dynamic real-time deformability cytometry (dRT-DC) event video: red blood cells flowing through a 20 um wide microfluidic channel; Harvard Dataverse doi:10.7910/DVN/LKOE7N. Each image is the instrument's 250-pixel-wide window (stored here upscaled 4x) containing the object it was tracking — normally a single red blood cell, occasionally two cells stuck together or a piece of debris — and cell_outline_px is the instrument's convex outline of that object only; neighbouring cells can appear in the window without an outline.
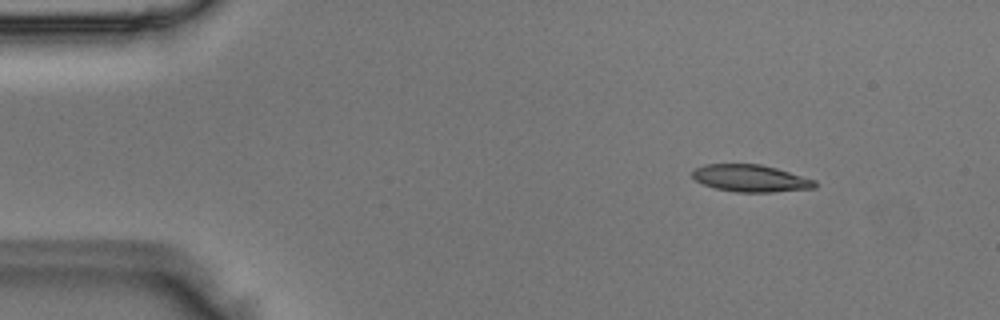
{"species": "Egyptian fruit bat (a non-hibernating species)", "species_latin": "Rousettus aegyptiacus", "temperature_condition": "room temperature", "stored_images_in_passage": 3, "camera_frame_rate_fps": 3000, "um_per_image_px": 0.085, "animal": {"sex": "male"}, "frame": {"image": 1, "passage_image": 1, "time_ms": 0.0, "image_size_px": [1000, 320], "cell_outline_px": [[816, 188], [772, 192], [736, 192], [716, 188], [704, 184], [696, 180], [692, 176], [692, 168], [704, 164], [760, 164], [776, 168], [816, 180]], "centroid_in_image_um": [63.79, 15.15], "position_along_channel_um": 21.2, "area_um2": 19.36}}